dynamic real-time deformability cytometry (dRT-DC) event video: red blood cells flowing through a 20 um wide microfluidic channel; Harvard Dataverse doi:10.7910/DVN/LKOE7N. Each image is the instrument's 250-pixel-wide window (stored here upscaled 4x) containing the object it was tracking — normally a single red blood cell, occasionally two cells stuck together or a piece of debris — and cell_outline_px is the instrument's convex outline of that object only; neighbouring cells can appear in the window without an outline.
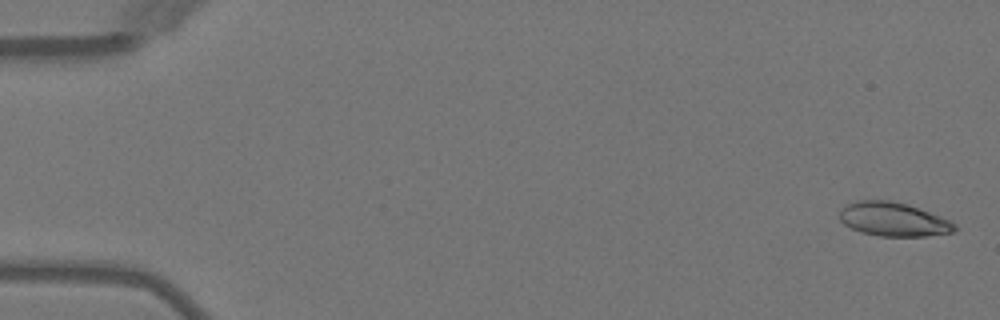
{"species": "Egyptian fruit bat (a non-hibernating species)", "species_latin": "Rousettus aegyptiacus", "temperature_condition": "warm", "stored_images_in_passage": 5, "camera_frame_rate_fps": 3000, "um_per_image_px": 0.085, "animal": {"sex": "female"}, "frame": {"image": 1, "passage_image": 1, "time_ms": 0.0, "image_size_px": [1000, 320], "cell_outline_px": [[956, 228], [952, 232], [924, 236], [880, 236], [860, 232], [844, 224], [840, 220], [840, 212], [848, 204], [860, 200], [888, 200], [908, 204], [940, 216], [956, 224]], "centroid_in_image_um": [75.93, 18.64], "position_along_channel_um": 9.1, "area_um2": 22.43}}